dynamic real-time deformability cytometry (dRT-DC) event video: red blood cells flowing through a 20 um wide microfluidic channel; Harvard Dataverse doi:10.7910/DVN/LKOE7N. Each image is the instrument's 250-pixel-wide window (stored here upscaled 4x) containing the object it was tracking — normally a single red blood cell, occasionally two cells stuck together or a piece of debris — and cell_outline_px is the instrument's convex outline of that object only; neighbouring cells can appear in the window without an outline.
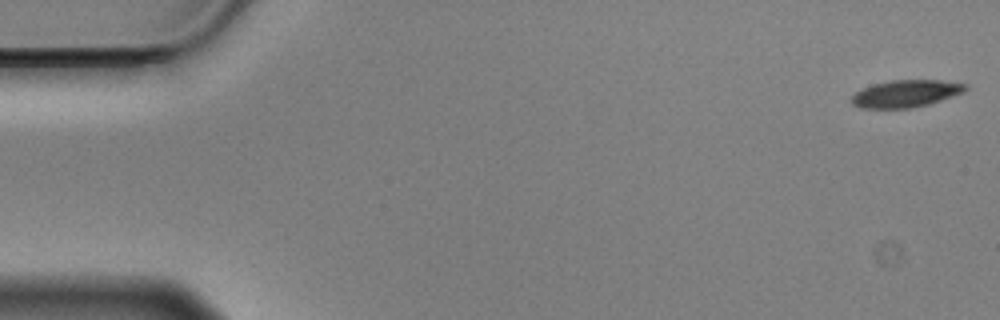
{"species": "Egyptian fruit bat (a non-hibernating species)", "species_latin": "Rousettus aegyptiacus", "temperature_condition": "cold", "stored_images_in_passage": 57, "camera_frame_rate_fps": 3000, "um_per_image_px": 0.085, "animal": {"sex": "male"}, "frame": {"image": 1, "passage_image": 1, "time_ms": 0.0, "image_size_px": [1000, 320], "cell_outline_px": [[968, 88], [964, 92], [928, 104], [908, 108], [860, 108], [852, 104], [852, 96], [856, 92], [864, 88], [876, 84], [892, 80], [940, 80], [968, 84]], "centroid_in_image_um": [77.02, 7.95], "position_along_channel_um": 8.0, "area_um2": 17.8}}
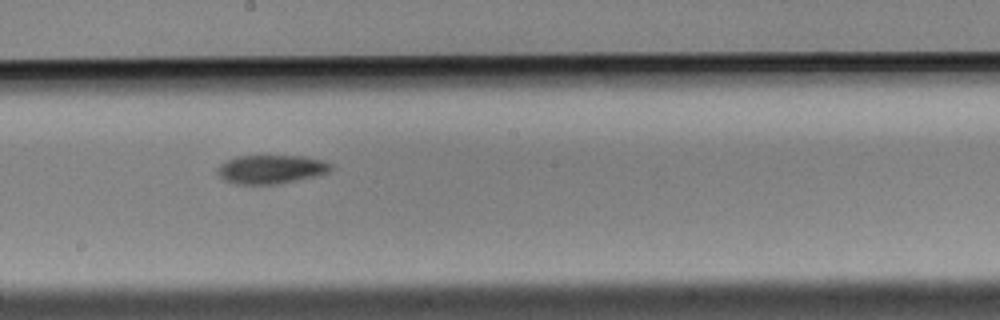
{"frame": {"image": 2, "passage_image": 31, "time_ms": 10.0, "image_size_px": [1000, 320], "cell_outline_px": [[332, 168], [328, 172], [320, 176], [276, 184], [236, 184], [224, 180], [216, 172], [216, 168], [220, 164], [236, 156], [304, 156], [320, 160], [332, 164]], "centroid_in_image_um": [23.04, 14.39], "position_along_channel_um": 225.2, "area_um2": 19.07}}
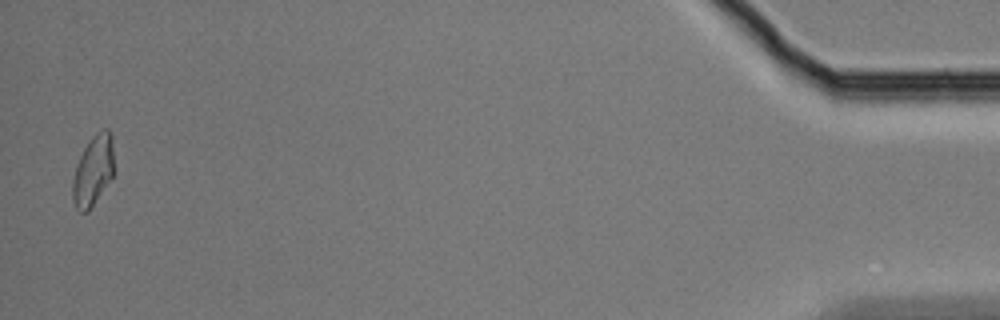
{"frame": {"image": 3, "passage_image": 56, "time_ms": 18.333, "image_size_px": [1000, 320], "cell_outline_px": [[116, 172], [88, 212], [80, 212], [76, 208], [72, 200], [72, 180], [76, 164], [84, 148], [92, 136], [96, 132], [104, 128], [108, 128], [112, 132]], "centroid_in_image_um": [7.96, 14.47], "position_along_channel_um": 427.2, "area_um2": 17.63}, "authors_computed_cell_mechanics": {"area_um2": 18.6694, "velocity_mm_per_s": 3.5175, "shape_relaxation_time_tau1_ms": 3.2041, "shape_relaxation_time_tau2_ms": null, "deformation_change_tau1": 0.1137, "deformation_change_tau2": null}}